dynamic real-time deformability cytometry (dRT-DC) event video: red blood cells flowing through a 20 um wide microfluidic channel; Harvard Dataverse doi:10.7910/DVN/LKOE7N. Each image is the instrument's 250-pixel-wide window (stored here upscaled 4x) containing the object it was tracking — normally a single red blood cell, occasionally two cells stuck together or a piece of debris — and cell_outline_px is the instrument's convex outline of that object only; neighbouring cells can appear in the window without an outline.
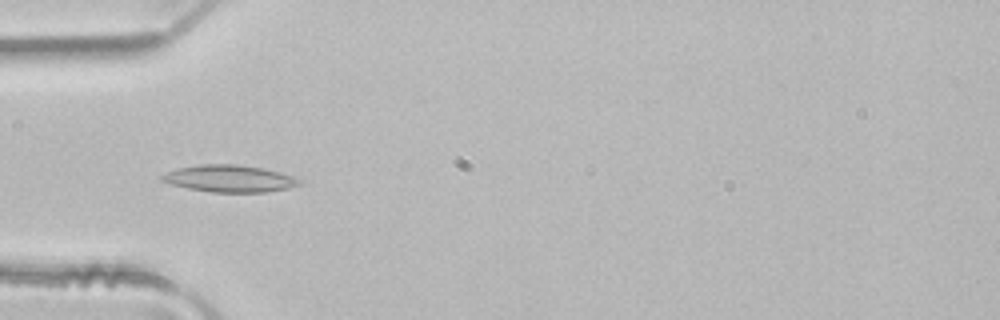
{"species": "common noctule bat (a hibernating species)", "species_latin": "Nyctalus noctula", "temperature_condition": "room temperature", "stored_images_in_passage": 36, "camera_frame_rate_fps": 3000, "um_per_image_px": 0.085, "animal": {"sex": "male", "body_mass_g": 21.5, "forearm_length_mm": 52.0}, "frame": {"image": 1, "passage_image": 2, "time_ms": 0.333, "image_size_px": [1000, 320], "cell_outline_px": [[300, 184], [288, 188], [268, 192], [212, 192], [188, 188], [172, 184], [160, 180], [160, 176], [176, 168], [200, 164], [236, 164], [264, 168], [280, 172], [292, 176], [300, 180]], "centroid_in_image_um": [19.5, 15.17], "position_along_channel_um": 65.5, "area_um2": 21.56}}
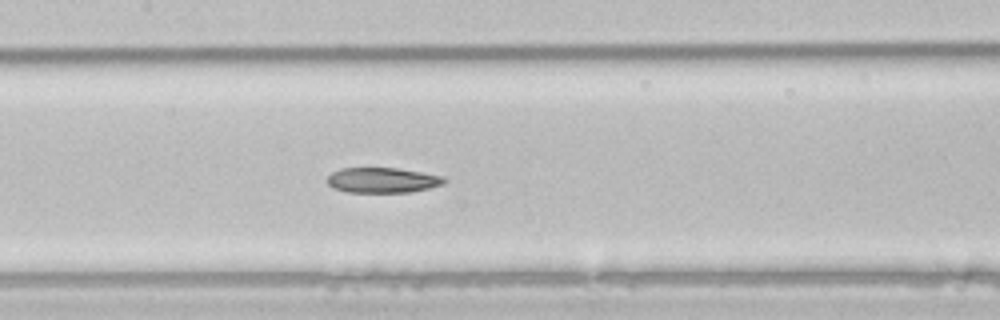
{"frame": {"image": 2, "passage_image": 10, "time_ms": 3.0, "image_size_px": [1000, 320], "cell_outline_px": [[448, 180], [444, 184], [412, 192], [348, 192], [332, 188], [324, 180], [332, 172], [340, 168], [396, 168], [444, 176]], "centroid_in_image_um": [32.49, 15.32], "position_along_channel_um": 174.9, "area_um2": 17.34}}
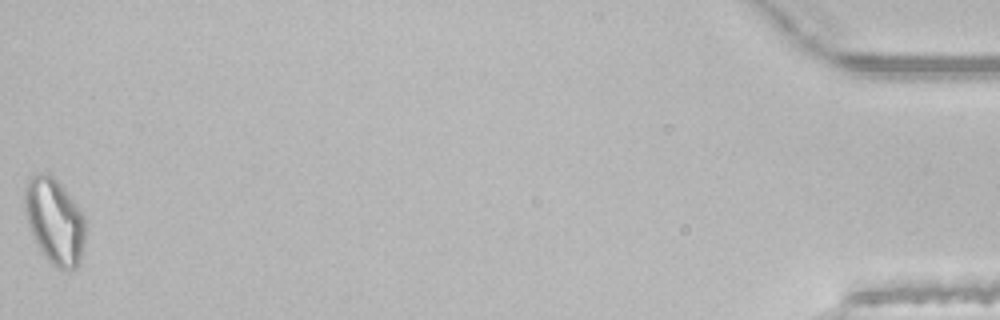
{"frame": {"image": 3, "passage_image": 36, "time_ms": 11.667, "image_size_px": [1000, 320], "cell_outline_px": [[84, 240], [80, 260], [72, 268], [60, 268], [52, 264], [48, 260], [40, 248], [28, 224], [24, 208], [24, 188], [28, 180], [36, 172], [52, 176], [60, 184], [76, 204], [84, 216]], "centroid_in_image_um": [4.61, 18.75], "position_along_channel_um": 430.6, "area_um2": 29.48}, "authors_computed_cell_mechanics": {"area_um2": 19.0162, "velocity_mm_per_s": 4.1111, "shape_relaxation_time_tau1_ms": null, "shape_relaxation_time_tau2_ms": 6.6608, "deformation_change_tau1": null, "deformation_change_tau2": 0.1449}}